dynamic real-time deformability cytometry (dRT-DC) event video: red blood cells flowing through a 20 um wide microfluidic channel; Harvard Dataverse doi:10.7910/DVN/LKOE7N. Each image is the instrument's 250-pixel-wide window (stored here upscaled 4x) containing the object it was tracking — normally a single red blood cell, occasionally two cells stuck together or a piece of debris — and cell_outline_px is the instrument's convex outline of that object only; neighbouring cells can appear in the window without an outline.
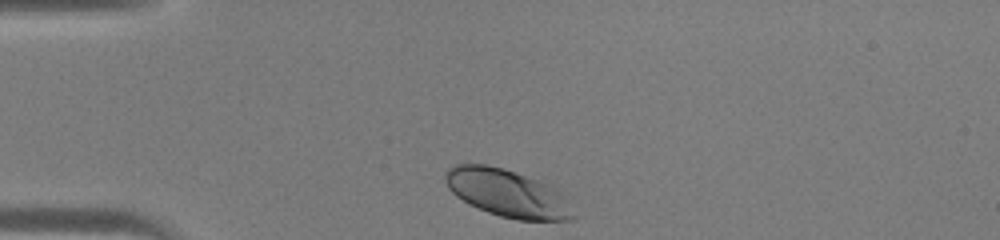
{"species": "human", "species_latin": "Homo sapiens", "temperature_condition": "warm", "stored_images_in_passage": 27, "camera_frame_rate_fps": 3000, "um_per_image_px": 0.085, "donor": {"sex": "male"}, "frame": {"image": 1, "passage_image": 1, "time_ms": 0.0, "image_size_px": [1000, 240], "cell_outline_px": [[576, 216], [568, 220], [516, 220], [500, 216], [488, 212], [456, 196], [448, 188], [444, 180], [444, 172], [448, 168], [456, 164], [488, 164], [504, 168], [540, 180], [564, 196]], "centroid_in_image_um": [43.09, 16.4], "position_along_channel_um": 41.9, "area_um2": 35.26}}
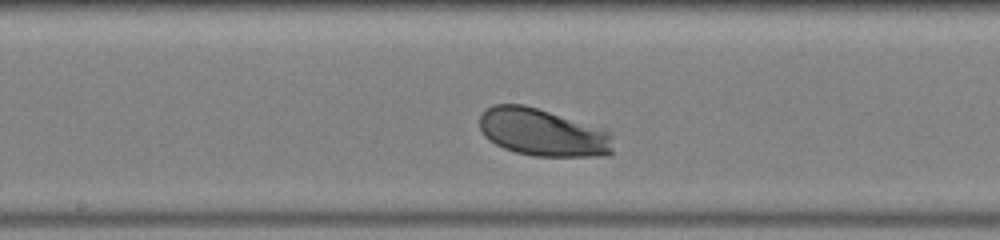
{"frame": {"image": 2, "passage_image": 14, "time_ms": 4.333, "image_size_px": [1000, 240], "cell_outline_px": [[612, 152], [604, 156], [536, 156], [516, 152], [504, 148], [488, 140], [484, 136], [480, 128], [480, 116], [492, 104], [524, 104], [608, 128], [612, 136]], "centroid_in_image_um": [46.18, 11.24], "position_along_channel_um": 202.0, "area_um2": 37.45}}
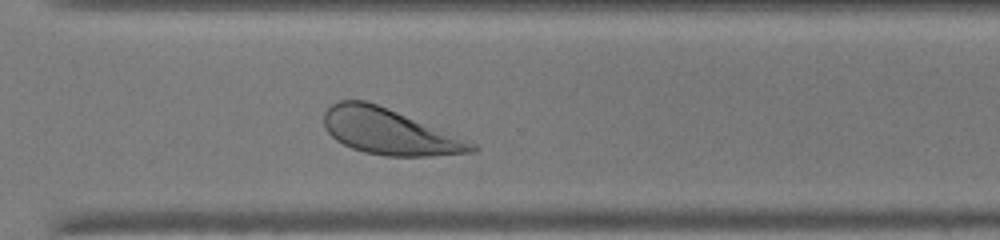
{"frame": {"image": 3, "passage_image": 23, "time_ms": 7.333, "image_size_px": [1000, 240], "cell_outline_px": [[480, 148], [472, 152], [428, 156], [384, 156], [364, 152], [352, 148], [336, 140], [328, 132], [324, 124], [324, 112], [332, 104], [340, 100], [364, 100], [376, 104], [476, 144]], "centroid_in_image_um": [33.04, 11.2], "position_along_channel_um": 337.6, "area_um2": 38.55}}